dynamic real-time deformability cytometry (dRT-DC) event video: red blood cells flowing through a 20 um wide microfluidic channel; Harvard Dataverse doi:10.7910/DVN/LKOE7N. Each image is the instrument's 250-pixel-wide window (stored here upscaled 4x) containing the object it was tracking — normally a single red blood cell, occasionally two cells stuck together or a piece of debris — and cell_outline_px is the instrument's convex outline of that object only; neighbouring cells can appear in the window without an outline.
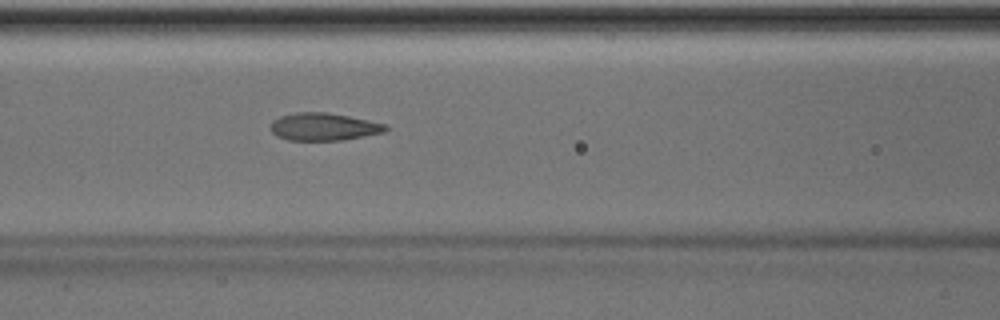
{"species": "Egyptian fruit bat (a non-hibernating species)", "species_latin": "Rousettus aegyptiacus", "temperature_condition": "room temperature", "stored_images_in_passage": 51, "camera_frame_rate_fps": 3000, "um_per_image_px": 0.085, "animal": {"sex": "male"}, "frame": {"image": 1, "passage_image": 22, "time_ms": 7.0, "image_size_px": [1000, 320], "cell_outline_px": [[388, 128], [384, 132], [344, 140], [288, 140], [276, 136], [272, 132], [272, 120], [280, 116], [296, 112], [324, 112], [348, 116], [388, 124]], "centroid_in_image_um": [27.52, 10.77], "position_along_channel_um": 139.1, "area_um2": 18.44}, "authors_computed_cell_mechanics": {"area_um2": 18.8428, "velocity_mm_per_s": 4.052, "shape_relaxation_time_tau1_ms": 6.0463, "shape_relaxation_time_tau2_ms": 1.1199, "deformation_change_tau1": 0.184, "deformation_change_tau2": 0.0839}}